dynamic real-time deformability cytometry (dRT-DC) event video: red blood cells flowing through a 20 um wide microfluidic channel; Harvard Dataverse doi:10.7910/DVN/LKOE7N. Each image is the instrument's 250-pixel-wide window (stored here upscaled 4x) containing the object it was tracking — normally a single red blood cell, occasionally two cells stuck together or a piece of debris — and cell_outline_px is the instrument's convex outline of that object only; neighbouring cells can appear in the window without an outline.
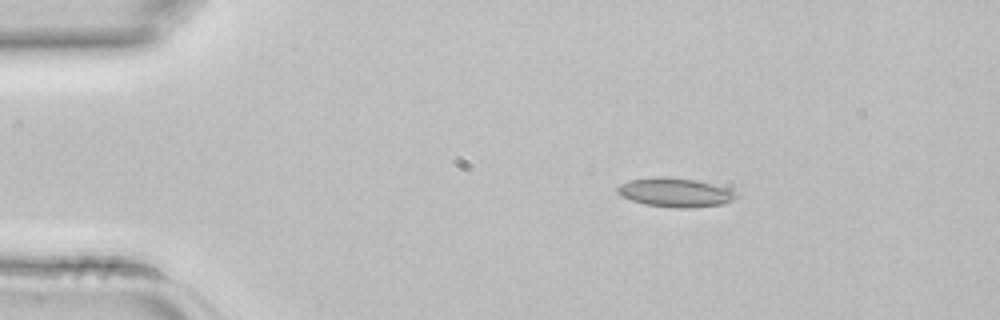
{"species": "common noctule bat (a hibernating species)", "species_latin": "Nyctalus noctula", "temperature_condition": "room temperature", "stored_images_in_passage": 7, "camera_frame_rate_fps": 3000, "um_per_image_px": 0.085, "animal": {"sex": "female", "body_mass_g": 22.7, "forearm_length_mm": 54.2}, "frame": {"image": 1, "passage_image": 1, "time_ms": 0.0, "image_size_px": [1000, 320], "cell_outline_px": [[740, 196], [724, 204], [692, 208], [676, 208], [644, 204], [620, 196], [616, 192], [616, 188], [620, 184], [632, 180], [652, 176], [668, 176], [696, 180], [728, 188], [736, 192]], "centroid_in_image_um": [57.4, 16.35], "position_along_channel_um": 27.6, "area_um2": 20.35}}